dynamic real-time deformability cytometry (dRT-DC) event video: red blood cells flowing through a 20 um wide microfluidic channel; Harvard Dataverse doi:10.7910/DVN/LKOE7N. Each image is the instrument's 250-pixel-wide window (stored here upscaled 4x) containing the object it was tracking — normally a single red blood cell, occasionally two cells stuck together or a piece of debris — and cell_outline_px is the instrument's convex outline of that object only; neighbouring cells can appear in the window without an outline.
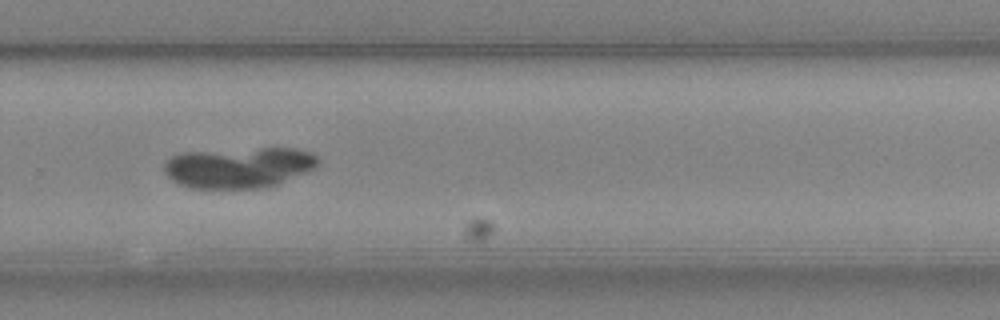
{"species": "Egyptian fruit bat (a non-hibernating species)", "species_latin": "Rousettus aegyptiacus", "temperature_condition": "cold", "stored_images_in_passage": 36, "camera_frame_rate_fps": 3000, "um_per_image_px": 0.085, "animal": {"sex": "female"}, "frame": {"image": 1, "passage_image": 20, "time_ms": 6.333, "image_size_px": [1000, 320], "cell_outline_px": [[320, 164], [316, 168], [276, 184], [260, 188], [188, 188], [172, 180], [164, 172], [164, 164], [172, 156], [180, 152], [260, 148], [296, 148], [312, 152], [320, 160]], "centroid_in_image_um": [20.32, 14.22], "position_along_channel_um": 309.5, "area_um2": 36.7}}
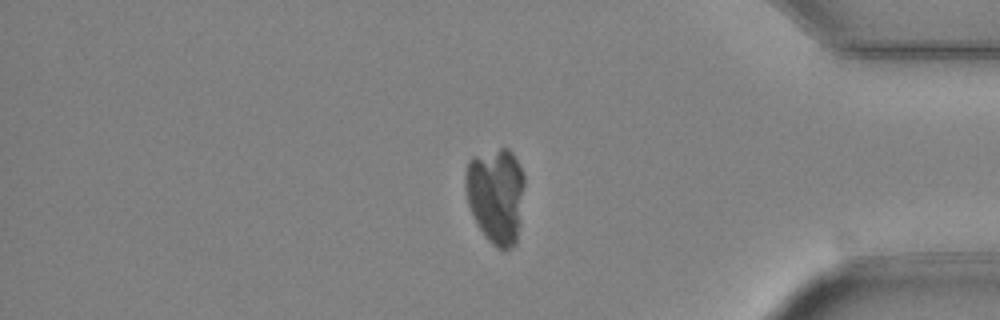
{"frame": {"image": 2, "passage_image": 28, "time_ms": 9.0, "image_size_px": [1000, 320], "cell_outline_px": [[524, 184], [520, 224], [516, 244], [512, 248], [504, 252], [496, 248], [488, 240], [472, 216], [468, 204], [464, 184], [464, 176], [468, 160], [472, 156], [500, 148], [508, 148], [512, 152], [524, 176]], "centroid_in_image_um": [42.14, 16.63], "position_along_channel_um": 393.1, "area_um2": 33.52}}
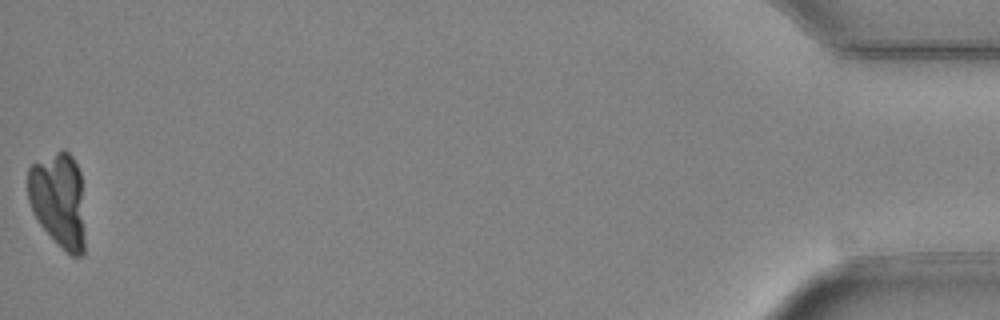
{"frame": {"image": 3, "passage_image": 36, "time_ms": 11.667, "image_size_px": [1000, 320], "cell_outline_px": [[84, 256], [72, 256], [40, 224], [28, 200], [28, 168], [32, 164], [60, 148], [64, 148], [72, 156], [80, 172], [84, 232]], "centroid_in_image_um": [4.98, 16.94], "position_along_channel_um": 430.2, "area_um2": 31.33}}